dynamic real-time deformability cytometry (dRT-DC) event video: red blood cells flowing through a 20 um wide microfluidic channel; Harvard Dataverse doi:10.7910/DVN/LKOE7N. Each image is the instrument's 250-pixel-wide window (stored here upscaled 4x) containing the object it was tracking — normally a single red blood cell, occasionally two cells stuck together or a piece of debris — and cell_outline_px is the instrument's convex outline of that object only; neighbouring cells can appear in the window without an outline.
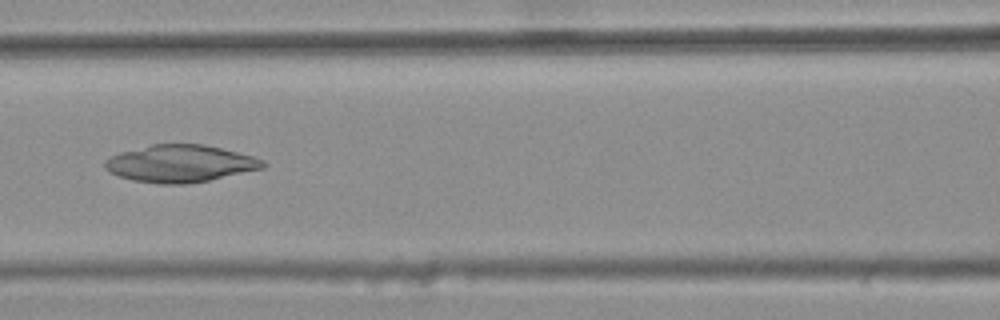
{"species": "common noctule bat (a hibernating species)", "species_latin": "Nyctalus noctula", "temperature_condition": "warm", "stored_images_in_passage": 6, "camera_frame_rate_fps": 3000, "um_per_image_px": 0.085, "animal": {"sex": "female", "body_mass_g": 25.1}, "frame": {"image": 1, "passage_image": 6, "time_ms": 1.667, "image_size_px": [1000, 320], "cell_outline_px": [[268, 164], [264, 168], [208, 180], [188, 184], [160, 184], [132, 180], [120, 176], [104, 168], [104, 160], [120, 152], [152, 144], [204, 144], [252, 156], [264, 160]], "centroid_in_image_um": [15.32, 13.9], "position_along_channel_um": 151.3, "area_um2": 34.1}}